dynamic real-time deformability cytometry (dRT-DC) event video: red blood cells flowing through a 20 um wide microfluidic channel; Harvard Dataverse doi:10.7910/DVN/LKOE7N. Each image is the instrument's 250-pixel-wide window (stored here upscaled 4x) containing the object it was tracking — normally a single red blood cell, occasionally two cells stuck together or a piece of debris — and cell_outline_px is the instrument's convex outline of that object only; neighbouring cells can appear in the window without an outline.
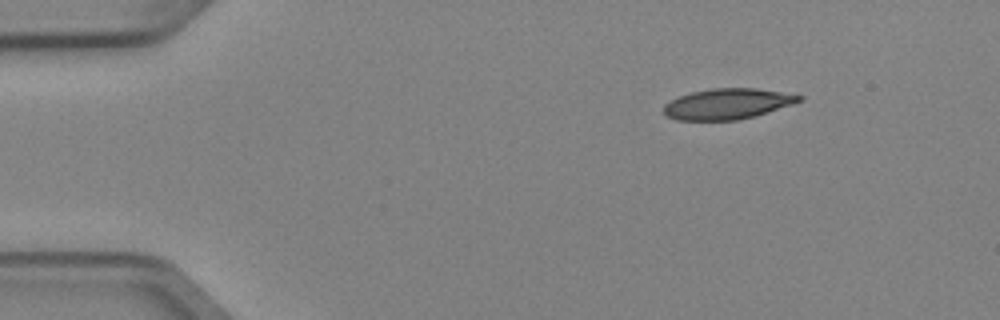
{"species": "Egyptian fruit bat (a non-hibernating species)", "species_latin": "Rousettus aegyptiacus", "temperature_condition": "cold", "stored_images_in_passage": 3, "camera_frame_rate_fps": 3000, "um_per_image_px": 0.085, "animal": {"sex": "female"}, "frame": {"image": 1, "passage_image": 1, "time_ms": 0.0, "image_size_px": [1000, 320], "cell_outline_px": [[804, 100], [756, 116], [736, 120], [676, 120], [668, 116], [664, 112], [664, 104], [680, 96], [692, 92], [712, 88], [756, 88], [804, 96]], "centroid_in_image_um": [61.86, 8.83], "position_along_channel_um": 23.1, "area_um2": 24.04}}